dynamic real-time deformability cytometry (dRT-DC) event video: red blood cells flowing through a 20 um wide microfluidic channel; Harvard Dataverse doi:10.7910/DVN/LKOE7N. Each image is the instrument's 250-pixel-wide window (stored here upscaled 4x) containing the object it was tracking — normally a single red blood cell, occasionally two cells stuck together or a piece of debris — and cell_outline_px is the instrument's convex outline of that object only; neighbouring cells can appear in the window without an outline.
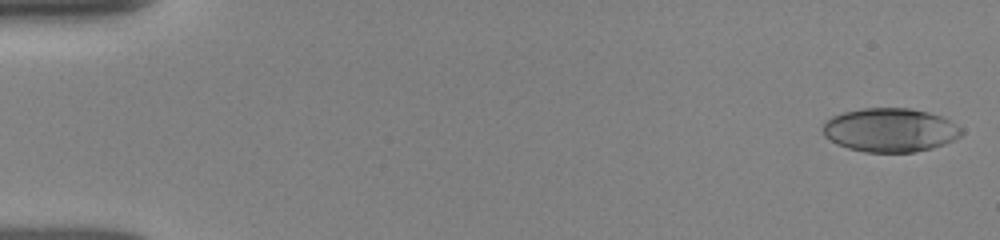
{"species": "human", "species_latin": "Homo sapiens", "temperature_condition": "room temperature", "stored_images_in_passage": 17, "camera_frame_rate_fps": 3000, "um_per_image_px": 0.085, "donor": {"sex": "female"}, "frame": {"image": 1, "passage_image": 1, "time_ms": 0.0, "image_size_px": [1000, 240], "cell_outline_px": [[964, 132], [960, 136], [944, 144], [932, 148], [912, 152], [864, 152], [848, 148], [836, 144], [824, 136], [824, 124], [832, 116], [844, 112], [860, 108], [908, 108], [928, 112], [940, 116], [948, 120], [960, 128]], "centroid_in_image_um": [75.64, 11.05], "position_along_channel_um": 9.4, "area_um2": 35.14}}
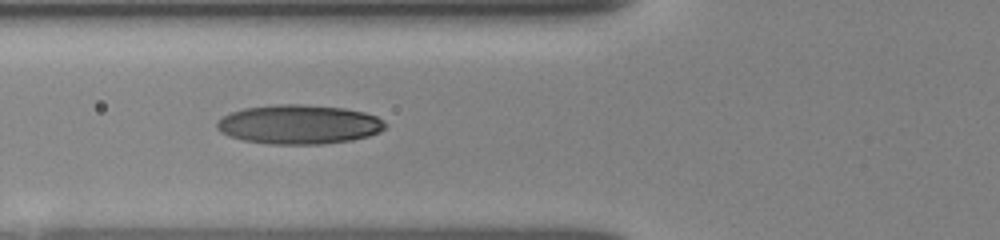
{"frame": {"image": 2, "passage_image": 12, "time_ms": 3.667, "image_size_px": [1000, 240], "cell_outline_px": [[388, 124], [380, 132], [368, 136], [352, 140], [320, 144], [272, 144], [244, 140], [228, 136], [220, 132], [216, 128], [216, 124], [224, 116], [232, 112], [244, 108], [276, 104], [300, 104], [344, 108], [364, 112], [376, 116], [384, 120]], "centroid_in_image_um": [25.43, 10.57], "position_along_channel_um": 100.4, "area_um2": 38.49}}
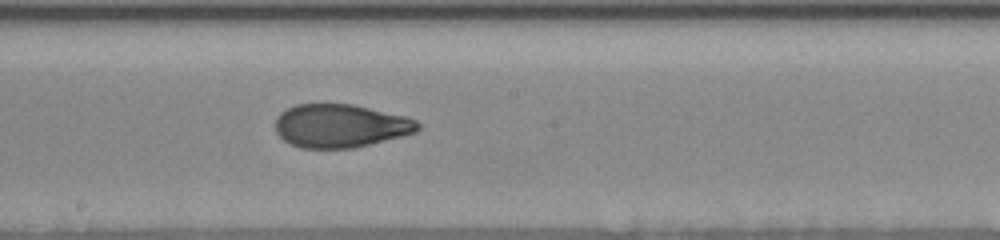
{"frame": {"image": 3, "passage_image": 17, "time_ms": 5.333, "image_size_px": [1000, 240], "cell_outline_px": [[420, 128], [416, 132], [352, 148], [300, 148], [284, 140], [276, 132], [276, 116], [280, 112], [296, 104], [352, 104], [408, 116], [416, 120], [420, 124]], "centroid_in_image_um": [28.93, 10.68], "position_along_channel_um": 219.3, "area_um2": 35.89}}